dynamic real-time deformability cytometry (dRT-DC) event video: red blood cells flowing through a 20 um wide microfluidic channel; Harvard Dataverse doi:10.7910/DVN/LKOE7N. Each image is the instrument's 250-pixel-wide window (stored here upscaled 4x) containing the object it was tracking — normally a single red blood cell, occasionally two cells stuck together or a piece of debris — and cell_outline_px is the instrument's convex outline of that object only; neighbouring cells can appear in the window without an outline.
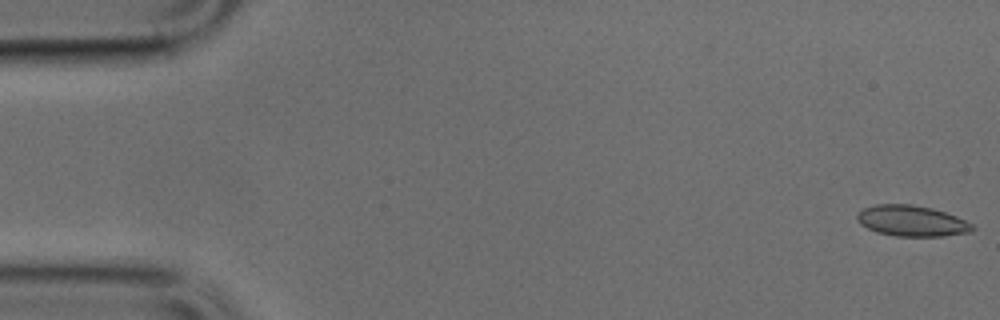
{"species": "common noctule bat (a hibernating species)", "species_latin": "Nyctalus noctula", "temperature_condition": "cold", "stored_images_in_passage": 50, "camera_frame_rate_fps": 3000, "um_per_image_px": 0.085, "animal": {"sex": "male", "body_mass_g": 17.9, "forearm_length_mm": 54.2}, "frame": {"image": 1, "passage_image": 1, "time_ms": 0.0, "image_size_px": [1000, 320], "cell_outline_px": [[976, 228], [972, 232], [944, 236], [896, 236], [876, 232], [860, 224], [856, 216], [864, 208], [876, 204], [912, 204], [932, 208], [956, 216], [972, 224]], "centroid_in_image_um": [77.52, 18.78], "position_along_channel_um": 7.5, "area_um2": 20.69}}
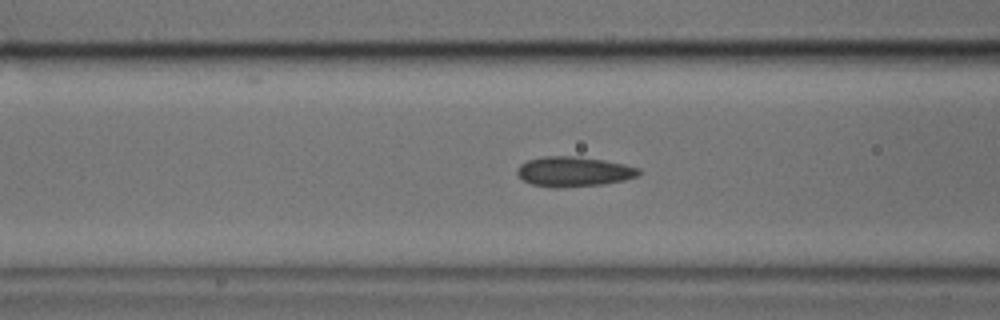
{"frame": {"image": 2, "passage_image": 19, "time_ms": 6.0, "image_size_px": [1000, 320], "cell_outline_px": [[640, 172], [636, 176], [624, 180], [604, 184], [556, 188], [532, 184], [524, 180], [516, 172], [516, 168], [520, 164], [528, 160], [544, 156], [580, 156], [604, 160], [624, 164], [640, 168]], "centroid_in_image_um": [48.76, 14.58], "position_along_channel_um": 117.8, "area_um2": 21.21}}
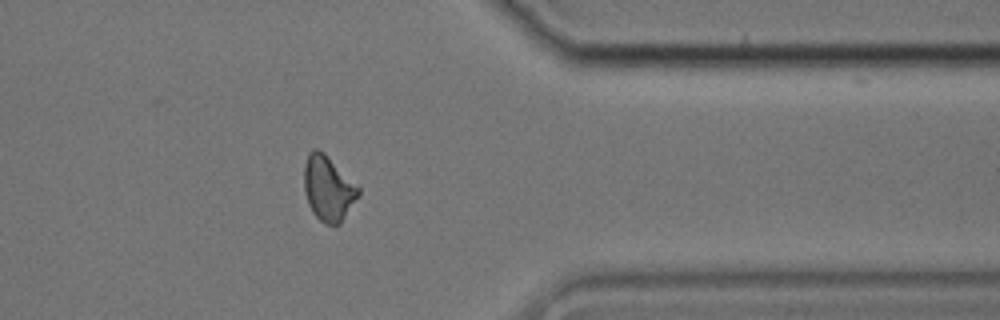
{"frame": {"image": 3, "passage_image": 40, "time_ms": 13.0, "image_size_px": [1000, 320], "cell_outline_px": [[360, 192], [340, 224], [324, 224], [312, 212], [308, 204], [304, 188], [304, 164], [312, 148], [320, 148], [360, 188]], "centroid_in_image_um": [27.88, 15.99], "position_along_channel_um": 383.5, "area_um2": 20.4}}